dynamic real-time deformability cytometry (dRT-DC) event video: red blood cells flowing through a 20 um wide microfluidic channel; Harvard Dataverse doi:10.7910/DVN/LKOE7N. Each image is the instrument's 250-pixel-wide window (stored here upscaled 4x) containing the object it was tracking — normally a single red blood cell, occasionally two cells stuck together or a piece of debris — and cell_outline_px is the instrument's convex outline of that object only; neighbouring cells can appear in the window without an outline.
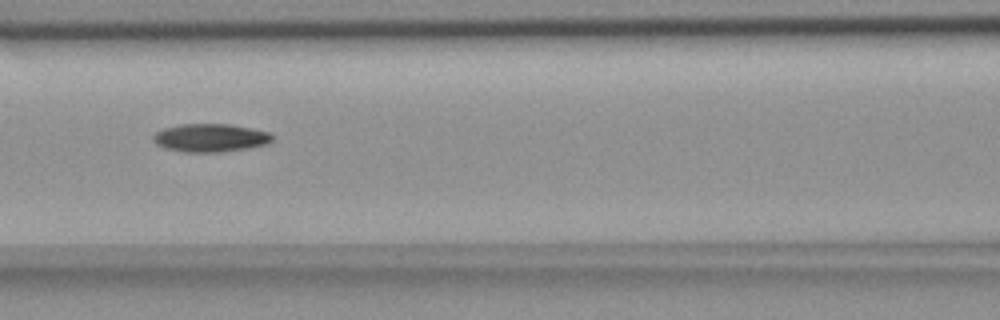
{"species": "common noctule bat (a hibernating species)", "species_latin": "Nyctalus noctula", "temperature_condition": "room temperature", "stored_images_in_passage": 8, "camera_frame_rate_fps": 3000, "um_per_image_px": 0.085, "animal": {"sex": "female", "body_mass_g": 18.4}, "frame": {"image": 1, "passage_image": 6, "time_ms": 1.667, "image_size_px": [1000, 320], "cell_outline_px": [[272, 140], [268, 144], [248, 148], [220, 152], [184, 152], [164, 148], [156, 144], [152, 140], [152, 136], [156, 132], [164, 128], [180, 124], [228, 124], [252, 128], [268, 132], [272, 136]], "centroid_in_image_um": [17.85, 11.72], "position_along_channel_um": 148.7, "area_um2": 19.59}}
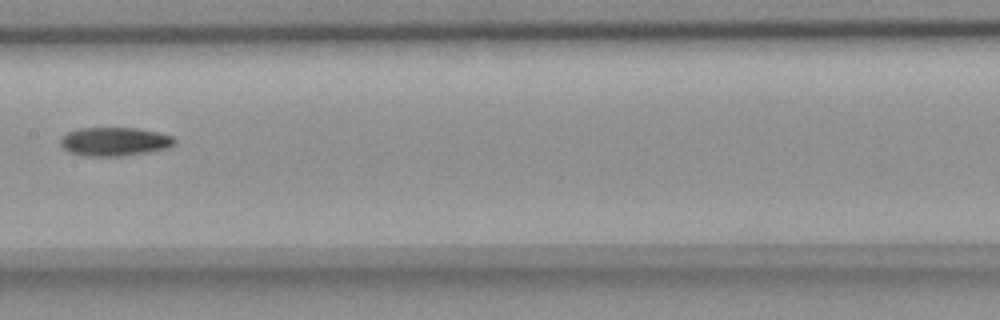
{"frame": {"image": 2, "passage_image": 7, "time_ms": 2.0, "image_size_px": [1000, 320], "cell_outline_px": [[176, 144], [168, 148], [148, 152], [120, 156], [84, 156], [68, 152], [60, 144], [60, 140], [68, 132], [80, 128], [136, 128], [156, 132], [172, 136], [176, 140]], "centroid_in_image_um": [9.74, 12.04], "position_along_channel_um": 197.7, "area_um2": 19.02}}
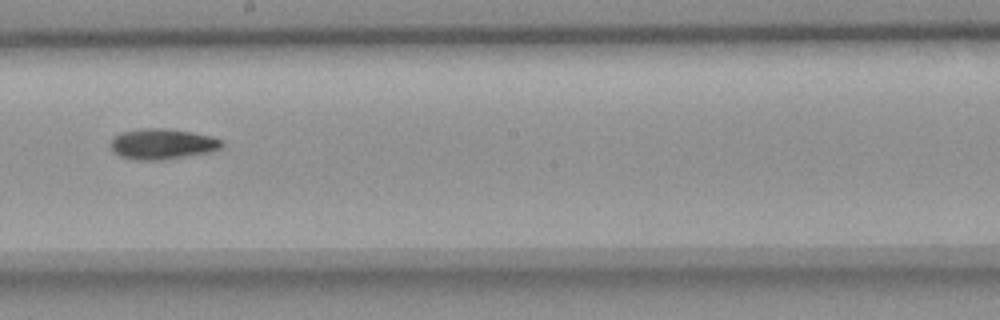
{"frame": {"image": 3, "passage_image": 8, "time_ms": 2.333, "image_size_px": [1000, 320], "cell_outline_px": [[224, 144], [220, 148], [208, 152], [164, 160], [136, 160], [120, 156], [112, 152], [112, 136], [120, 132], [140, 128], [164, 128], [212, 136], [220, 140]], "centroid_in_image_um": [13.74, 12.24], "position_along_channel_um": 234.5, "area_um2": 19.77}}